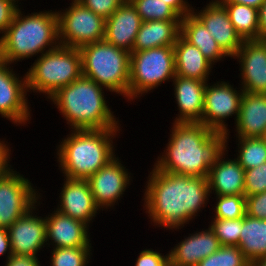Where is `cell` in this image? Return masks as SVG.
Wrapping results in <instances>:
<instances>
[{
  "label": "cell",
  "mask_w": 266,
  "mask_h": 266,
  "mask_svg": "<svg viewBox=\"0 0 266 266\" xmlns=\"http://www.w3.org/2000/svg\"><path fill=\"white\" fill-rule=\"evenodd\" d=\"M142 20L135 7L125 0L105 22L104 40L130 53Z\"/></svg>",
  "instance_id": "cell-22"
},
{
  "label": "cell",
  "mask_w": 266,
  "mask_h": 266,
  "mask_svg": "<svg viewBox=\"0 0 266 266\" xmlns=\"http://www.w3.org/2000/svg\"><path fill=\"white\" fill-rule=\"evenodd\" d=\"M192 13L204 24L221 49L232 59L244 40L232 25L225 7L218 0H209L201 10Z\"/></svg>",
  "instance_id": "cell-16"
},
{
  "label": "cell",
  "mask_w": 266,
  "mask_h": 266,
  "mask_svg": "<svg viewBox=\"0 0 266 266\" xmlns=\"http://www.w3.org/2000/svg\"><path fill=\"white\" fill-rule=\"evenodd\" d=\"M21 6L0 37V60L18 64L60 46L56 10L31 12L25 15ZM39 54V55H38Z\"/></svg>",
  "instance_id": "cell-5"
},
{
  "label": "cell",
  "mask_w": 266,
  "mask_h": 266,
  "mask_svg": "<svg viewBox=\"0 0 266 266\" xmlns=\"http://www.w3.org/2000/svg\"><path fill=\"white\" fill-rule=\"evenodd\" d=\"M120 132L122 128L70 130L55 150L60 173L70 179H88L118 155L114 140Z\"/></svg>",
  "instance_id": "cell-3"
},
{
  "label": "cell",
  "mask_w": 266,
  "mask_h": 266,
  "mask_svg": "<svg viewBox=\"0 0 266 266\" xmlns=\"http://www.w3.org/2000/svg\"><path fill=\"white\" fill-rule=\"evenodd\" d=\"M236 142L234 157L245 170L266 162V145L261 138H236Z\"/></svg>",
  "instance_id": "cell-29"
},
{
  "label": "cell",
  "mask_w": 266,
  "mask_h": 266,
  "mask_svg": "<svg viewBox=\"0 0 266 266\" xmlns=\"http://www.w3.org/2000/svg\"><path fill=\"white\" fill-rule=\"evenodd\" d=\"M151 169L143 191L144 213L155 229L180 231L208 206L207 178L167 173L154 166Z\"/></svg>",
  "instance_id": "cell-1"
},
{
  "label": "cell",
  "mask_w": 266,
  "mask_h": 266,
  "mask_svg": "<svg viewBox=\"0 0 266 266\" xmlns=\"http://www.w3.org/2000/svg\"><path fill=\"white\" fill-rule=\"evenodd\" d=\"M79 49L82 56V76L127 100L131 53L105 40L88 43Z\"/></svg>",
  "instance_id": "cell-6"
},
{
  "label": "cell",
  "mask_w": 266,
  "mask_h": 266,
  "mask_svg": "<svg viewBox=\"0 0 266 266\" xmlns=\"http://www.w3.org/2000/svg\"><path fill=\"white\" fill-rule=\"evenodd\" d=\"M234 126L236 138H261L266 132V94L244 92Z\"/></svg>",
  "instance_id": "cell-23"
},
{
  "label": "cell",
  "mask_w": 266,
  "mask_h": 266,
  "mask_svg": "<svg viewBox=\"0 0 266 266\" xmlns=\"http://www.w3.org/2000/svg\"><path fill=\"white\" fill-rule=\"evenodd\" d=\"M238 247L249 262L266 258V220L245 214Z\"/></svg>",
  "instance_id": "cell-27"
},
{
  "label": "cell",
  "mask_w": 266,
  "mask_h": 266,
  "mask_svg": "<svg viewBox=\"0 0 266 266\" xmlns=\"http://www.w3.org/2000/svg\"><path fill=\"white\" fill-rule=\"evenodd\" d=\"M39 259L30 255H11L4 266H41Z\"/></svg>",
  "instance_id": "cell-41"
},
{
  "label": "cell",
  "mask_w": 266,
  "mask_h": 266,
  "mask_svg": "<svg viewBox=\"0 0 266 266\" xmlns=\"http://www.w3.org/2000/svg\"><path fill=\"white\" fill-rule=\"evenodd\" d=\"M42 196L34 207L8 228L12 255L39 257L38 253L41 250L44 251L43 248H47L46 218L39 216L38 211L40 205L43 204Z\"/></svg>",
  "instance_id": "cell-14"
},
{
  "label": "cell",
  "mask_w": 266,
  "mask_h": 266,
  "mask_svg": "<svg viewBox=\"0 0 266 266\" xmlns=\"http://www.w3.org/2000/svg\"><path fill=\"white\" fill-rule=\"evenodd\" d=\"M176 76L173 46L132 51L130 54V78L128 100H141L161 84L172 82ZM152 90V91H151Z\"/></svg>",
  "instance_id": "cell-8"
},
{
  "label": "cell",
  "mask_w": 266,
  "mask_h": 266,
  "mask_svg": "<svg viewBox=\"0 0 266 266\" xmlns=\"http://www.w3.org/2000/svg\"><path fill=\"white\" fill-rule=\"evenodd\" d=\"M243 95L244 91L241 87L234 88V84L231 85L224 79L211 83L208 81L206 84L201 124L224 134L225 144H228L231 136L226 121L234 117V123H236Z\"/></svg>",
  "instance_id": "cell-10"
},
{
  "label": "cell",
  "mask_w": 266,
  "mask_h": 266,
  "mask_svg": "<svg viewBox=\"0 0 266 266\" xmlns=\"http://www.w3.org/2000/svg\"><path fill=\"white\" fill-rule=\"evenodd\" d=\"M63 180V187H60L61 192L57 198L59 200L54 209L71 218L83 221L90 227L101 210L94 202L87 179L64 177Z\"/></svg>",
  "instance_id": "cell-17"
},
{
  "label": "cell",
  "mask_w": 266,
  "mask_h": 266,
  "mask_svg": "<svg viewBox=\"0 0 266 266\" xmlns=\"http://www.w3.org/2000/svg\"><path fill=\"white\" fill-rule=\"evenodd\" d=\"M260 39H266V0L258 9Z\"/></svg>",
  "instance_id": "cell-44"
},
{
  "label": "cell",
  "mask_w": 266,
  "mask_h": 266,
  "mask_svg": "<svg viewBox=\"0 0 266 266\" xmlns=\"http://www.w3.org/2000/svg\"><path fill=\"white\" fill-rule=\"evenodd\" d=\"M180 22L181 20L142 21L133 51L174 46L180 35Z\"/></svg>",
  "instance_id": "cell-26"
},
{
  "label": "cell",
  "mask_w": 266,
  "mask_h": 266,
  "mask_svg": "<svg viewBox=\"0 0 266 266\" xmlns=\"http://www.w3.org/2000/svg\"><path fill=\"white\" fill-rule=\"evenodd\" d=\"M211 219H239L246 214V197L244 195L214 196Z\"/></svg>",
  "instance_id": "cell-32"
},
{
  "label": "cell",
  "mask_w": 266,
  "mask_h": 266,
  "mask_svg": "<svg viewBox=\"0 0 266 266\" xmlns=\"http://www.w3.org/2000/svg\"><path fill=\"white\" fill-rule=\"evenodd\" d=\"M176 75L201 81H210L213 66L201 51L181 35L174 44Z\"/></svg>",
  "instance_id": "cell-24"
},
{
  "label": "cell",
  "mask_w": 266,
  "mask_h": 266,
  "mask_svg": "<svg viewBox=\"0 0 266 266\" xmlns=\"http://www.w3.org/2000/svg\"><path fill=\"white\" fill-rule=\"evenodd\" d=\"M25 73L29 94H43L47 100L82 76L80 49L60 45L35 58Z\"/></svg>",
  "instance_id": "cell-7"
},
{
  "label": "cell",
  "mask_w": 266,
  "mask_h": 266,
  "mask_svg": "<svg viewBox=\"0 0 266 266\" xmlns=\"http://www.w3.org/2000/svg\"><path fill=\"white\" fill-rule=\"evenodd\" d=\"M180 35L197 47L204 57L214 66L217 62L228 60V55L221 49L204 24L193 14L181 18ZM224 59V60H223Z\"/></svg>",
  "instance_id": "cell-25"
},
{
  "label": "cell",
  "mask_w": 266,
  "mask_h": 266,
  "mask_svg": "<svg viewBox=\"0 0 266 266\" xmlns=\"http://www.w3.org/2000/svg\"><path fill=\"white\" fill-rule=\"evenodd\" d=\"M5 139H0V179L4 177L13 166L10 164L11 161V147L10 142L8 143Z\"/></svg>",
  "instance_id": "cell-40"
},
{
  "label": "cell",
  "mask_w": 266,
  "mask_h": 266,
  "mask_svg": "<svg viewBox=\"0 0 266 266\" xmlns=\"http://www.w3.org/2000/svg\"><path fill=\"white\" fill-rule=\"evenodd\" d=\"M249 266H266V258L250 262Z\"/></svg>",
  "instance_id": "cell-46"
},
{
  "label": "cell",
  "mask_w": 266,
  "mask_h": 266,
  "mask_svg": "<svg viewBox=\"0 0 266 266\" xmlns=\"http://www.w3.org/2000/svg\"><path fill=\"white\" fill-rule=\"evenodd\" d=\"M19 8L13 0H0V37L12 23Z\"/></svg>",
  "instance_id": "cell-39"
},
{
  "label": "cell",
  "mask_w": 266,
  "mask_h": 266,
  "mask_svg": "<svg viewBox=\"0 0 266 266\" xmlns=\"http://www.w3.org/2000/svg\"><path fill=\"white\" fill-rule=\"evenodd\" d=\"M68 5V8L56 9L61 46L80 48L104 40L106 20L103 17L78 0H71Z\"/></svg>",
  "instance_id": "cell-9"
},
{
  "label": "cell",
  "mask_w": 266,
  "mask_h": 266,
  "mask_svg": "<svg viewBox=\"0 0 266 266\" xmlns=\"http://www.w3.org/2000/svg\"><path fill=\"white\" fill-rule=\"evenodd\" d=\"M246 214L266 220V191L246 196Z\"/></svg>",
  "instance_id": "cell-38"
},
{
  "label": "cell",
  "mask_w": 266,
  "mask_h": 266,
  "mask_svg": "<svg viewBox=\"0 0 266 266\" xmlns=\"http://www.w3.org/2000/svg\"><path fill=\"white\" fill-rule=\"evenodd\" d=\"M19 74L12 64L0 60V115L16 126L25 127L33 115L26 73L23 78Z\"/></svg>",
  "instance_id": "cell-12"
},
{
  "label": "cell",
  "mask_w": 266,
  "mask_h": 266,
  "mask_svg": "<svg viewBox=\"0 0 266 266\" xmlns=\"http://www.w3.org/2000/svg\"><path fill=\"white\" fill-rule=\"evenodd\" d=\"M228 145L225 144L210 167L207 181L211 196L244 195L245 169L233 156L229 159Z\"/></svg>",
  "instance_id": "cell-19"
},
{
  "label": "cell",
  "mask_w": 266,
  "mask_h": 266,
  "mask_svg": "<svg viewBox=\"0 0 266 266\" xmlns=\"http://www.w3.org/2000/svg\"><path fill=\"white\" fill-rule=\"evenodd\" d=\"M5 256L6 260L12 255L9 231L6 228H0V257Z\"/></svg>",
  "instance_id": "cell-43"
},
{
  "label": "cell",
  "mask_w": 266,
  "mask_h": 266,
  "mask_svg": "<svg viewBox=\"0 0 266 266\" xmlns=\"http://www.w3.org/2000/svg\"><path fill=\"white\" fill-rule=\"evenodd\" d=\"M261 139L264 141V143L266 145V132L262 135Z\"/></svg>",
  "instance_id": "cell-47"
},
{
  "label": "cell",
  "mask_w": 266,
  "mask_h": 266,
  "mask_svg": "<svg viewBox=\"0 0 266 266\" xmlns=\"http://www.w3.org/2000/svg\"><path fill=\"white\" fill-rule=\"evenodd\" d=\"M200 230L197 229L194 233L183 236L184 239L170 248L169 260L171 265L197 266L201 260L221 247L219 239L209 226Z\"/></svg>",
  "instance_id": "cell-21"
},
{
  "label": "cell",
  "mask_w": 266,
  "mask_h": 266,
  "mask_svg": "<svg viewBox=\"0 0 266 266\" xmlns=\"http://www.w3.org/2000/svg\"><path fill=\"white\" fill-rule=\"evenodd\" d=\"M122 163L117 155L87 179L94 202L102 211L112 210L116 204L119 205L118 201L133 182V174Z\"/></svg>",
  "instance_id": "cell-13"
},
{
  "label": "cell",
  "mask_w": 266,
  "mask_h": 266,
  "mask_svg": "<svg viewBox=\"0 0 266 266\" xmlns=\"http://www.w3.org/2000/svg\"><path fill=\"white\" fill-rule=\"evenodd\" d=\"M207 82L178 75L174 77L172 86L178 114H175L173 123H201Z\"/></svg>",
  "instance_id": "cell-20"
},
{
  "label": "cell",
  "mask_w": 266,
  "mask_h": 266,
  "mask_svg": "<svg viewBox=\"0 0 266 266\" xmlns=\"http://www.w3.org/2000/svg\"><path fill=\"white\" fill-rule=\"evenodd\" d=\"M232 59L239 63V86L244 92L266 94V41L245 40Z\"/></svg>",
  "instance_id": "cell-15"
},
{
  "label": "cell",
  "mask_w": 266,
  "mask_h": 266,
  "mask_svg": "<svg viewBox=\"0 0 266 266\" xmlns=\"http://www.w3.org/2000/svg\"><path fill=\"white\" fill-rule=\"evenodd\" d=\"M266 191V162L260 166L245 170L244 196Z\"/></svg>",
  "instance_id": "cell-35"
},
{
  "label": "cell",
  "mask_w": 266,
  "mask_h": 266,
  "mask_svg": "<svg viewBox=\"0 0 266 266\" xmlns=\"http://www.w3.org/2000/svg\"><path fill=\"white\" fill-rule=\"evenodd\" d=\"M240 37L245 40H259L258 9L233 2H220Z\"/></svg>",
  "instance_id": "cell-28"
},
{
  "label": "cell",
  "mask_w": 266,
  "mask_h": 266,
  "mask_svg": "<svg viewBox=\"0 0 266 266\" xmlns=\"http://www.w3.org/2000/svg\"><path fill=\"white\" fill-rule=\"evenodd\" d=\"M106 88L81 76L71 84L59 89L47 101L54 104L69 129H107L122 127L119 117L105 97Z\"/></svg>",
  "instance_id": "cell-4"
},
{
  "label": "cell",
  "mask_w": 266,
  "mask_h": 266,
  "mask_svg": "<svg viewBox=\"0 0 266 266\" xmlns=\"http://www.w3.org/2000/svg\"><path fill=\"white\" fill-rule=\"evenodd\" d=\"M167 254L160 253L158 249H144L138 253L135 266H168L170 264L169 251Z\"/></svg>",
  "instance_id": "cell-37"
},
{
  "label": "cell",
  "mask_w": 266,
  "mask_h": 266,
  "mask_svg": "<svg viewBox=\"0 0 266 266\" xmlns=\"http://www.w3.org/2000/svg\"><path fill=\"white\" fill-rule=\"evenodd\" d=\"M50 266H87L92 259V247L53 248Z\"/></svg>",
  "instance_id": "cell-30"
},
{
  "label": "cell",
  "mask_w": 266,
  "mask_h": 266,
  "mask_svg": "<svg viewBox=\"0 0 266 266\" xmlns=\"http://www.w3.org/2000/svg\"><path fill=\"white\" fill-rule=\"evenodd\" d=\"M166 2L181 18L192 13L193 6L188 0H163ZM188 1V2H187Z\"/></svg>",
  "instance_id": "cell-42"
},
{
  "label": "cell",
  "mask_w": 266,
  "mask_h": 266,
  "mask_svg": "<svg viewBox=\"0 0 266 266\" xmlns=\"http://www.w3.org/2000/svg\"><path fill=\"white\" fill-rule=\"evenodd\" d=\"M163 153L154 167L176 175L207 178L216 155L225 146V135L201 123H173Z\"/></svg>",
  "instance_id": "cell-2"
},
{
  "label": "cell",
  "mask_w": 266,
  "mask_h": 266,
  "mask_svg": "<svg viewBox=\"0 0 266 266\" xmlns=\"http://www.w3.org/2000/svg\"><path fill=\"white\" fill-rule=\"evenodd\" d=\"M221 246H238L242 230V218L239 219H211L208 225Z\"/></svg>",
  "instance_id": "cell-34"
},
{
  "label": "cell",
  "mask_w": 266,
  "mask_h": 266,
  "mask_svg": "<svg viewBox=\"0 0 266 266\" xmlns=\"http://www.w3.org/2000/svg\"><path fill=\"white\" fill-rule=\"evenodd\" d=\"M31 182L14 168L0 179V228L8 229L37 204L43 190Z\"/></svg>",
  "instance_id": "cell-11"
},
{
  "label": "cell",
  "mask_w": 266,
  "mask_h": 266,
  "mask_svg": "<svg viewBox=\"0 0 266 266\" xmlns=\"http://www.w3.org/2000/svg\"><path fill=\"white\" fill-rule=\"evenodd\" d=\"M142 21L181 20V17L163 0H129Z\"/></svg>",
  "instance_id": "cell-31"
},
{
  "label": "cell",
  "mask_w": 266,
  "mask_h": 266,
  "mask_svg": "<svg viewBox=\"0 0 266 266\" xmlns=\"http://www.w3.org/2000/svg\"><path fill=\"white\" fill-rule=\"evenodd\" d=\"M219 2H233L238 4H244L259 9L265 0H218Z\"/></svg>",
  "instance_id": "cell-45"
},
{
  "label": "cell",
  "mask_w": 266,
  "mask_h": 266,
  "mask_svg": "<svg viewBox=\"0 0 266 266\" xmlns=\"http://www.w3.org/2000/svg\"><path fill=\"white\" fill-rule=\"evenodd\" d=\"M15 1L18 5L21 4L20 0H13ZM22 1V0H21ZM20 2V3H19Z\"/></svg>",
  "instance_id": "cell-48"
},
{
  "label": "cell",
  "mask_w": 266,
  "mask_h": 266,
  "mask_svg": "<svg viewBox=\"0 0 266 266\" xmlns=\"http://www.w3.org/2000/svg\"><path fill=\"white\" fill-rule=\"evenodd\" d=\"M96 15L108 19L125 0H78Z\"/></svg>",
  "instance_id": "cell-36"
},
{
  "label": "cell",
  "mask_w": 266,
  "mask_h": 266,
  "mask_svg": "<svg viewBox=\"0 0 266 266\" xmlns=\"http://www.w3.org/2000/svg\"><path fill=\"white\" fill-rule=\"evenodd\" d=\"M45 218L47 249L93 247L89 230L91 227L83 221L71 218L56 209L52 210V213L48 212Z\"/></svg>",
  "instance_id": "cell-18"
},
{
  "label": "cell",
  "mask_w": 266,
  "mask_h": 266,
  "mask_svg": "<svg viewBox=\"0 0 266 266\" xmlns=\"http://www.w3.org/2000/svg\"><path fill=\"white\" fill-rule=\"evenodd\" d=\"M249 261L238 246H221L201 260L197 266H249Z\"/></svg>",
  "instance_id": "cell-33"
}]
</instances>
